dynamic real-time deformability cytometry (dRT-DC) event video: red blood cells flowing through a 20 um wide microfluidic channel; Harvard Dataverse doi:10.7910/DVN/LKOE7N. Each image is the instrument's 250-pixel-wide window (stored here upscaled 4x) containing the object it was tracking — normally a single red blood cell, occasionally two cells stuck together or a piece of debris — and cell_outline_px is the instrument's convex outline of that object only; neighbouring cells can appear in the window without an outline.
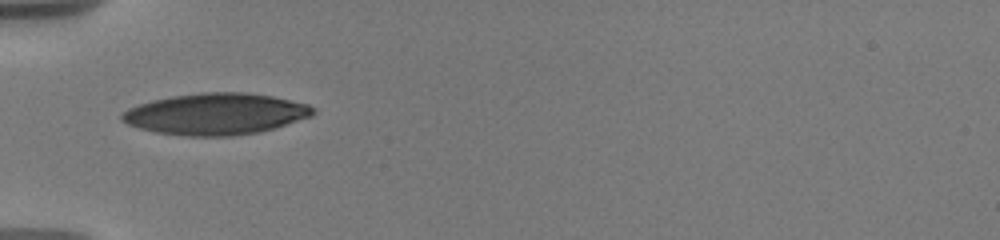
{"species": "human", "species_latin": "Homo sapiens", "temperature_condition": "warm", "stored_images_in_passage": 36, "camera_frame_rate_fps": 3000, "um_per_image_px": 0.085, "donor": {"sex": "male"}, "frame": {"image": 1, "passage_image": 1, "time_ms": 0.0, "image_size_px": [1000, 240], "cell_outline_px": [[316, 112], [312, 116], [260, 132], [232, 136], [188, 136], [156, 132], [140, 128], [128, 124], [120, 120], [120, 116], [128, 108], [152, 100], [172, 96], [200, 92], [244, 92], [272, 96], [308, 104], [316, 108]], "centroid_in_image_um": [18.35, 9.68], "position_along_channel_um": 66.6, "area_um2": 46.12}}
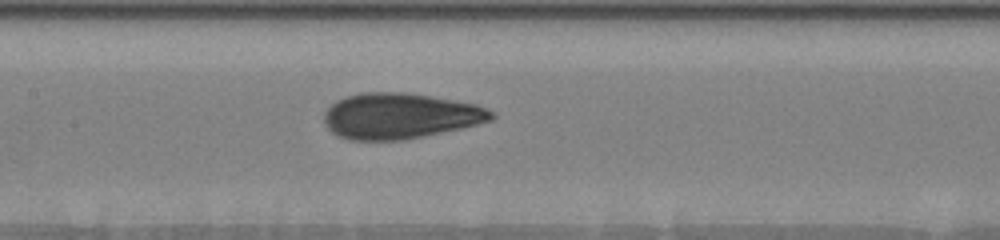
{"frame": {"image": 2, "passage_image": 13, "time_ms": 3.0, "image_size_px": [1000, 240], "cell_outline_px": [[496, 116], [492, 120], [460, 128], [424, 136], [404, 140], [352, 140], [336, 136], [324, 124], [324, 112], [336, 100], [360, 92], [404, 92], [476, 104], [492, 112]], "centroid_in_image_um": [33.95, 9.86], "position_along_channel_um": 173.5, "area_um2": 44.33}}
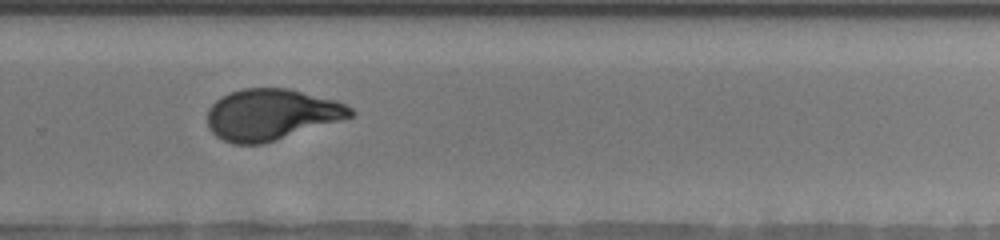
{"frame": {"image": 3, "passage_image": 29, "time_ms": 6.667, "image_size_px": [1000, 240], "cell_outline_px": [[356, 112], [352, 116], [340, 120], [264, 144], [232, 144], [216, 136], [208, 128], [208, 108], [220, 96], [228, 92], [244, 88], [288, 88], [336, 100], [352, 108]], "centroid_in_image_um": [23.03, 9.73], "position_along_channel_um": 306.8, "area_um2": 42.66}}